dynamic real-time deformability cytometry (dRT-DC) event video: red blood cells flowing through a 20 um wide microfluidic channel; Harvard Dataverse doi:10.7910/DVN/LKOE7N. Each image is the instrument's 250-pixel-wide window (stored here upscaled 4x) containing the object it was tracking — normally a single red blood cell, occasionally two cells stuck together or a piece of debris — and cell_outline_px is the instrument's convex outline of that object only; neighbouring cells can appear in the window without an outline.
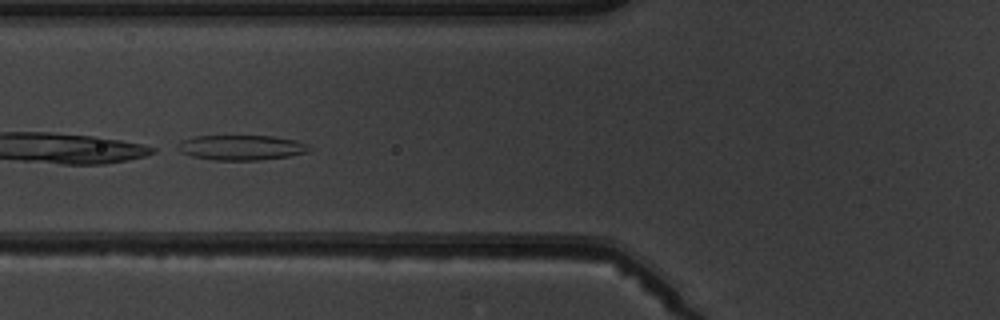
{"species": "common noctule bat (a hibernating species)", "species_latin": "Nyctalus noctula", "temperature_condition": "warm", "stored_images_in_passage": 10, "camera_frame_rate_fps": 3000, "um_per_image_px": 0.085, "animal": {"sex": "male", "body_mass_g": 19.5, "forearm_length_mm": 54.6}, "frame": {"image": 1, "passage_image": 5, "time_ms": 4.667, "image_size_px": [1000, 320], "cell_outline_px": [[312, 148], [308, 152], [288, 156], [256, 160], [216, 160], [192, 156], [180, 152], [172, 148], [180, 140], [192, 136], [272, 136], [296, 140]], "centroid_in_image_um": [20.41, 12.53], "position_along_channel_um": 105.4, "area_um2": 19.31}}
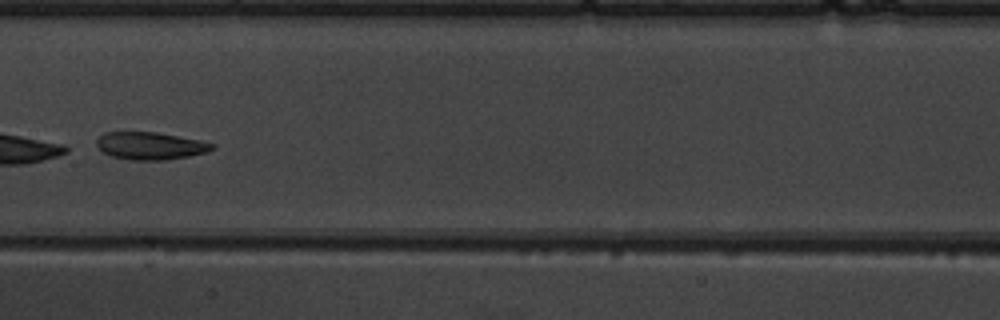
{"frame": {"image": 2, "passage_image": 7, "time_ms": 7.0, "image_size_px": [1000, 320], "cell_outline_px": [[216, 148], [208, 152], [188, 156], [164, 160], [132, 160], [112, 156], [104, 152], [96, 144], [96, 140], [104, 132], [156, 132], [200, 140], [216, 144]], "centroid_in_image_um": [12.82, 12.39], "position_along_channel_um": 194.6, "area_um2": 18.5}}
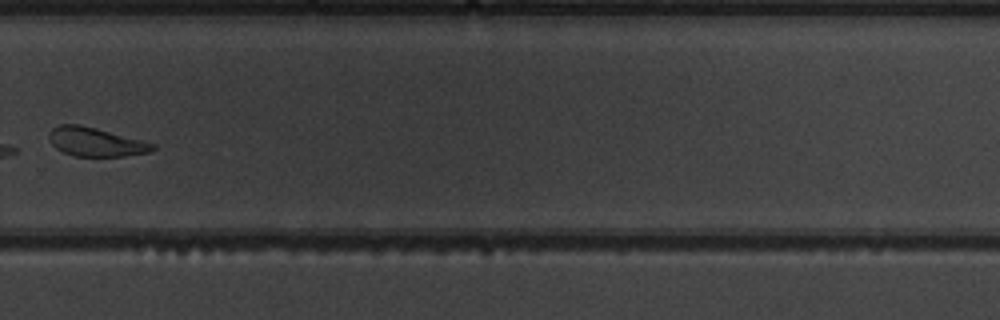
{"frame": {"image": 3, "passage_image": 10, "time_ms": 10.333, "image_size_px": [1000, 320], "cell_outline_px": [[156, 148], [148, 152], [124, 156], [72, 156], [56, 148], [52, 144], [48, 136], [48, 132], [52, 128], [60, 124], [80, 124], [96, 128], [156, 144]], "centroid_in_image_um": [8.1, 12.06], "position_along_channel_um": 321.7, "area_um2": 17.34}}